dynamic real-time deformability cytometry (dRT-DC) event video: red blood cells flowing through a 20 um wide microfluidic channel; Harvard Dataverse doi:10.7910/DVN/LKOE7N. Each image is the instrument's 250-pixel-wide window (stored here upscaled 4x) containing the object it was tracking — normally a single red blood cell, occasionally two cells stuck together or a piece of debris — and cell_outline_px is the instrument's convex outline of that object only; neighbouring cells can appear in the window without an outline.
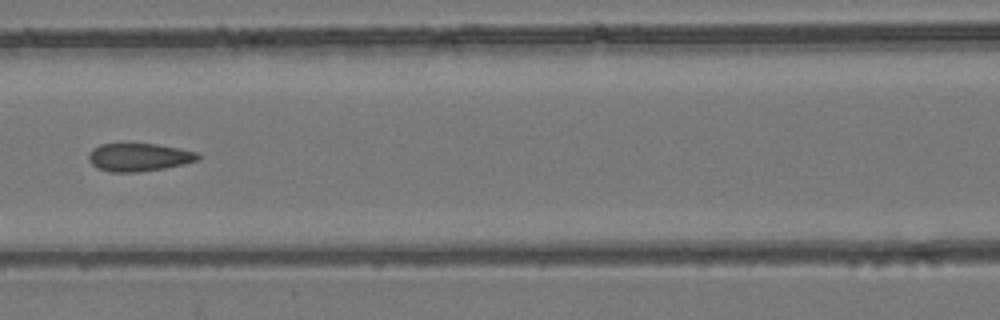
{"species": "common noctule bat (a hibernating species)", "species_latin": "Nyctalus noctula", "temperature_condition": "room temperature", "stored_images_in_passage": 6, "camera_frame_rate_fps": 3000, "um_per_image_px": 0.085, "animal": {"sex": "female", "body_mass_g": 24.6, "forearm_length_mm": 56.2}, "frame": {"image": 1, "passage_image": 6, "time_ms": 1.667, "image_size_px": [1000, 320], "cell_outline_px": [[200, 160], [184, 164], [164, 168], [140, 172], [108, 172], [96, 168], [88, 160], [88, 156], [92, 148], [100, 144], [120, 140], [156, 144], [180, 148], [196, 152], [200, 156]], "centroid_in_image_um": [11.75, 13.32], "position_along_channel_um": 154.9, "area_um2": 18.79}}